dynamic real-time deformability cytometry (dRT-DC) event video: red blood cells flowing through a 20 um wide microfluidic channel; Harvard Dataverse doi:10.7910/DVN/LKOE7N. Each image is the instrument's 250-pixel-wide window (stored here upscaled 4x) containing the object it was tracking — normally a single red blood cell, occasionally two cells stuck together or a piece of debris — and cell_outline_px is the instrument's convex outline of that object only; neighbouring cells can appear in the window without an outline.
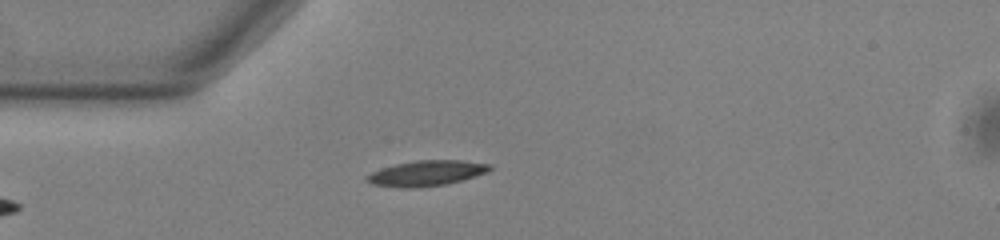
{"species": "common noctule bat (a hibernating species)", "species_latin": "Nyctalus noctula", "temperature_condition": "warm", "stored_images_in_passage": 35, "camera_frame_rate_fps": 3000, "um_per_image_px": 0.085, "animal": {"sex": "male", "body_mass_g": 13.0, "forearm_length_mm": 53.1}, "frame": {"image": 1, "passage_image": 1, "time_ms": 0.0, "image_size_px": [1000, 240], "cell_outline_px": [[492, 168], [484, 172], [460, 180], [444, 184], [408, 188], [404, 188], [372, 184], [364, 180], [364, 176], [380, 168], [396, 164], [416, 160], [460, 160], [492, 164]], "centroid_in_image_um": [36.17, 14.71], "position_along_channel_um": 48.8, "area_um2": 17.92}}
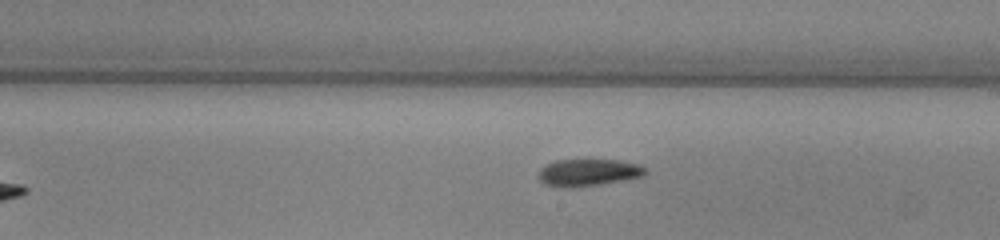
{"frame": {"image": 2, "passage_image": 17, "time_ms": 5.333, "image_size_px": [1000, 240], "cell_outline_px": [[648, 172], [644, 176], [624, 180], [600, 184], [544, 184], [540, 180], [540, 168], [556, 160], [620, 160], [636, 164], [644, 168]], "centroid_in_image_um": [50.1, 14.61], "position_along_channel_um": 238.9, "area_um2": 15.84}}
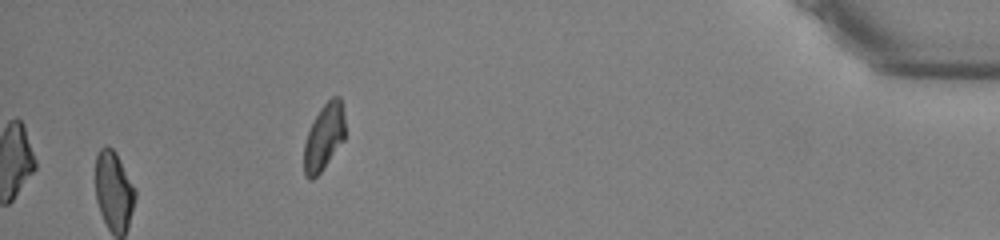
{"frame": {"image": 3, "passage_image": 35, "time_ms": 11.333, "image_size_px": [1000, 240], "cell_outline_px": [[344, 140], [320, 172], [312, 180], [308, 180], [304, 176], [304, 144], [308, 132], [320, 108], [332, 96], [340, 96], [344, 112]], "centroid_in_image_um": [27.53, 11.65], "position_along_channel_um": 407.7, "area_um2": 15.78}, "authors_computed_cell_mechanics": {"area_um2": 17.1666, "velocity_mm_per_s": 3.7882, "shape_relaxation_time_tau1_ms": 4.7756, "shape_relaxation_time_tau2_ms": null, "deformation_change_tau1": 0.1428, "deformation_change_tau2": null}}